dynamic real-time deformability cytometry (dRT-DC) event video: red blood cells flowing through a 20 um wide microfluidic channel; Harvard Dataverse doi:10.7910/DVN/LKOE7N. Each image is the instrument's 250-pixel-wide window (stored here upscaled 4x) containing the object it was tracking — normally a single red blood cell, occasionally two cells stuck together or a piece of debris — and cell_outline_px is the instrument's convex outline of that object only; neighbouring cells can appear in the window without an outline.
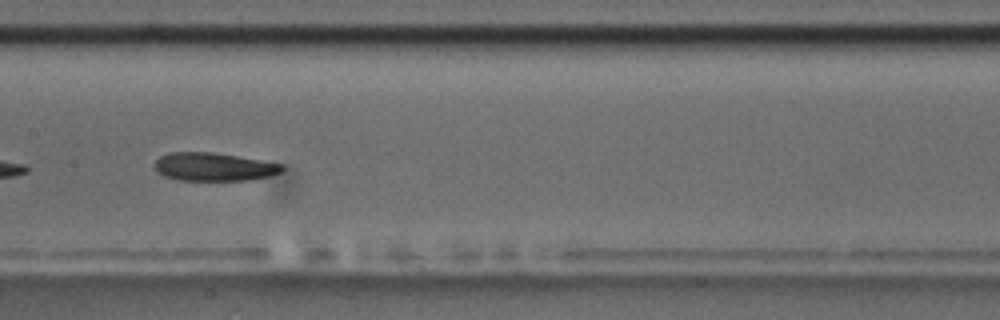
{"species": "common noctule bat (a hibernating species)", "species_latin": "Nyctalus noctula", "temperature_condition": "room temperature", "stored_images_in_passage": 17, "camera_frame_rate_fps": 3000, "um_per_image_px": 0.085, "animal": {"sex": "male", "body_mass_g": 17.5, "forearm_length_mm": 52.3}, "frame": {"image": 1, "passage_image": 8, "time_ms": 8.333, "image_size_px": [1000, 320], "cell_outline_px": [[284, 168], [280, 172], [268, 176], [248, 180], [176, 180], [164, 176], [156, 172], [156, 160], [160, 156], [172, 152], [212, 152], [284, 164]], "centroid_in_image_um": [18.16, 14.18], "position_along_channel_um": 189.2, "area_um2": 20.81}}
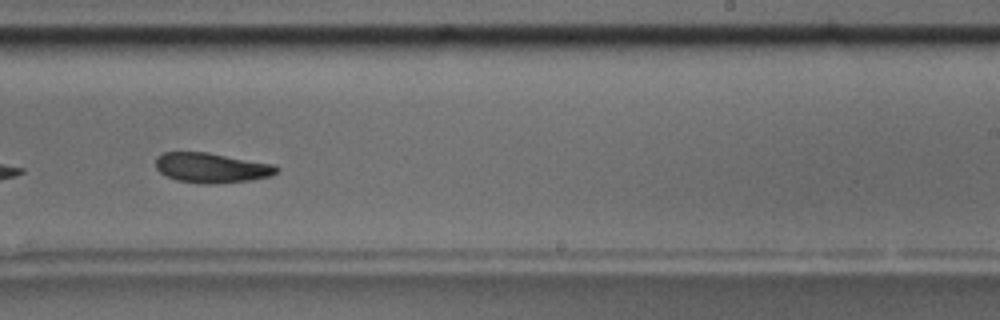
{"frame": {"image": 2, "passage_image": 10, "time_ms": 10.667, "image_size_px": [1000, 320], "cell_outline_px": [[280, 168], [276, 172], [268, 176], [252, 180], [212, 184], [200, 184], [176, 180], [160, 172], [156, 168], [156, 156], [164, 152], [208, 152], [272, 164]], "centroid_in_image_um": [17.95, 14.26], "position_along_channel_um": 271.1, "area_um2": 21.04}, "authors_computed_cell_mechanics": {"area_um2": 21.3282, "velocity_mm_per_s": 3.5182, "shape_relaxation_time_tau1_ms": 3.2379, "shape_relaxation_time_tau2_ms": 3.0057, "deformation_change_tau1": 0.1265, "deformation_change_tau2": 0.0894}}